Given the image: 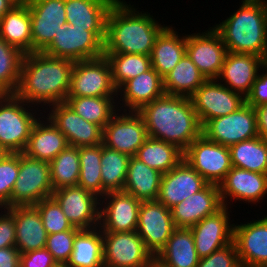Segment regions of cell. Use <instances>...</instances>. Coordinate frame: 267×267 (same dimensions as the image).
<instances>
[{"mask_svg": "<svg viewBox=\"0 0 267 267\" xmlns=\"http://www.w3.org/2000/svg\"><path fill=\"white\" fill-rule=\"evenodd\" d=\"M175 228L171 209L157 200L141 202L136 232L154 257L166 245Z\"/></svg>", "mask_w": 267, "mask_h": 267, "instance_id": "15", "label": "cell"}, {"mask_svg": "<svg viewBox=\"0 0 267 267\" xmlns=\"http://www.w3.org/2000/svg\"><path fill=\"white\" fill-rule=\"evenodd\" d=\"M209 183L184 159L161 178L157 201L171 209Z\"/></svg>", "mask_w": 267, "mask_h": 267, "instance_id": "21", "label": "cell"}, {"mask_svg": "<svg viewBox=\"0 0 267 267\" xmlns=\"http://www.w3.org/2000/svg\"><path fill=\"white\" fill-rule=\"evenodd\" d=\"M102 144L79 147L80 175L78 186L102 199Z\"/></svg>", "mask_w": 267, "mask_h": 267, "instance_id": "42", "label": "cell"}, {"mask_svg": "<svg viewBox=\"0 0 267 267\" xmlns=\"http://www.w3.org/2000/svg\"><path fill=\"white\" fill-rule=\"evenodd\" d=\"M46 119L41 121L39 118L36 121L23 153L50 163L69 144L66 136L58 130L49 118L46 117Z\"/></svg>", "mask_w": 267, "mask_h": 267, "instance_id": "29", "label": "cell"}, {"mask_svg": "<svg viewBox=\"0 0 267 267\" xmlns=\"http://www.w3.org/2000/svg\"><path fill=\"white\" fill-rule=\"evenodd\" d=\"M111 66L112 82L118 90L125 82L148 71L151 58L148 55L104 53Z\"/></svg>", "mask_w": 267, "mask_h": 267, "instance_id": "41", "label": "cell"}, {"mask_svg": "<svg viewBox=\"0 0 267 267\" xmlns=\"http://www.w3.org/2000/svg\"><path fill=\"white\" fill-rule=\"evenodd\" d=\"M228 18L213 29L227 52L253 54L267 61V0H242Z\"/></svg>", "mask_w": 267, "mask_h": 267, "instance_id": "4", "label": "cell"}, {"mask_svg": "<svg viewBox=\"0 0 267 267\" xmlns=\"http://www.w3.org/2000/svg\"><path fill=\"white\" fill-rule=\"evenodd\" d=\"M50 164L19 153V173L11 194V207L36 205L53 193Z\"/></svg>", "mask_w": 267, "mask_h": 267, "instance_id": "7", "label": "cell"}, {"mask_svg": "<svg viewBox=\"0 0 267 267\" xmlns=\"http://www.w3.org/2000/svg\"><path fill=\"white\" fill-rule=\"evenodd\" d=\"M162 175L132 156L129 160L123 191L140 201H155L159 195Z\"/></svg>", "mask_w": 267, "mask_h": 267, "instance_id": "33", "label": "cell"}, {"mask_svg": "<svg viewBox=\"0 0 267 267\" xmlns=\"http://www.w3.org/2000/svg\"><path fill=\"white\" fill-rule=\"evenodd\" d=\"M105 38L106 31H87L66 23L42 52L73 62L96 59L104 55Z\"/></svg>", "mask_w": 267, "mask_h": 267, "instance_id": "6", "label": "cell"}, {"mask_svg": "<svg viewBox=\"0 0 267 267\" xmlns=\"http://www.w3.org/2000/svg\"><path fill=\"white\" fill-rule=\"evenodd\" d=\"M19 173V153H6L0 160V209L11 207V194Z\"/></svg>", "mask_w": 267, "mask_h": 267, "instance_id": "45", "label": "cell"}, {"mask_svg": "<svg viewBox=\"0 0 267 267\" xmlns=\"http://www.w3.org/2000/svg\"><path fill=\"white\" fill-rule=\"evenodd\" d=\"M115 98L117 97H67L65 102L83 119L103 129L120 110L116 104L121 102L118 103Z\"/></svg>", "mask_w": 267, "mask_h": 267, "instance_id": "38", "label": "cell"}, {"mask_svg": "<svg viewBox=\"0 0 267 267\" xmlns=\"http://www.w3.org/2000/svg\"><path fill=\"white\" fill-rule=\"evenodd\" d=\"M229 206H223L215 214L205 217L190 227L195 249L200 258L209 256L233 242L234 223H230Z\"/></svg>", "mask_w": 267, "mask_h": 267, "instance_id": "20", "label": "cell"}, {"mask_svg": "<svg viewBox=\"0 0 267 267\" xmlns=\"http://www.w3.org/2000/svg\"><path fill=\"white\" fill-rule=\"evenodd\" d=\"M102 198L104 200H100L99 205V228L102 232L137 230L142 201L124 191L108 192Z\"/></svg>", "mask_w": 267, "mask_h": 267, "instance_id": "16", "label": "cell"}, {"mask_svg": "<svg viewBox=\"0 0 267 267\" xmlns=\"http://www.w3.org/2000/svg\"><path fill=\"white\" fill-rule=\"evenodd\" d=\"M6 154V152L0 147V160Z\"/></svg>", "mask_w": 267, "mask_h": 267, "instance_id": "55", "label": "cell"}, {"mask_svg": "<svg viewBox=\"0 0 267 267\" xmlns=\"http://www.w3.org/2000/svg\"><path fill=\"white\" fill-rule=\"evenodd\" d=\"M80 230H67L48 234L45 248L52 254L60 267H64L70 259L76 234Z\"/></svg>", "mask_w": 267, "mask_h": 267, "instance_id": "46", "label": "cell"}, {"mask_svg": "<svg viewBox=\"0 0 267 267\" xmlns=\"http://www.w3.org/2000/svg\"><path fill=\"white\" fill-rule=\"evenodd\" d=\"M151 267H158L155 263Z\"/></svg>", "mask_w": 267, "mask_h": 267, "instance_id": "56", "label": "cell"}, {"mask_svg": "<svg viewBox=\"0 0 267 267\" xmlns=\"http://www.w3.org/2000/svg\"><path fill=\"white\" fill-rule=\"evenodd\" d=\"M32 52H42L66 24L65 0H28Z\"/></svg>", "mask_w": 267, "mask_h": 267, "instance_id": "17", "label": "cell"}, {"mask_svg": "<svg viewBox=\"0 0 267 267\" xmlns=\"http://www.w3.org/2000/svg\"><path fill=\"white\" fill-rule=\"evenodd\" d=\"M202 134L226 147L259 136L254 107L245 103L235 112L209 120Z\"/></svg>", "mask_w": 267, "mask_h": 267, "instance_id": "11", "label": "cell"}, {"mask_svg": "<svg viewBox=\"0 0 267 267\" xmlns=\"http://www.w3.org/2000/svg\"><path fill=\"white\" fill-rule=\"evenodd\" d=\"M166 26L156 38L150 55L151 65L164 78L186 54V36ZM179 35V36H178Z\"/></svg>", "mask_w": 267, "mask_h": 267, "instance_id": "32", "label": "cell"}, {"mask_svg": "<svg viewBox=\"0 0 267 267\" xmlns=\"http://www.w3.org/2000/svg\"><path fill=\"white\" fill-rule=\"evenodd\" d=\"M0 37L24 54L32 53L31 16L27 3L16 4L3 15Z\"/></svg>", "mask_w": 267, "mask_h": 267, "instance_id": "31", "label": "cell"}, {"mask_svg": "<svg viewBox=\"0 0 267 267\" xmlns=\"http://www.w3.org/2000/svg\"><path fill=\"white\" fill-rule=\"evenodd\" d=\"M183 159L208 183L217 185L232 168L229 147L213 142L203 134L184 151Z\"/></svg>", "mask_w": 267, "mask_h": 267, "instance_id": "10", "label": "cell"}, {"mask_svg": "<svg viewBox=\"0 0 267 267\" xmlns=\"http://www.w3.org/2000/svg\"><path fill=\"white\" fill-rule=\"evenodd\" d=\"M52 197L73 227L80 230L99 227L100 198L95 194L77 185L53 191Z\"/></svg>", "mask_w": 267, "mask_h": 267, "instance_id": "14", "label": "cell"}, {"mask_svg": "<svg viewBox=\"0 0 267 267\" xmlns=\"http://www.w3.org/2000/svg\"><path fill=\"white\" fill-rule=\"evenodd\" d=\"M197 267H242L235 242L216 250L209 256L200 258Z\"/></svg>", "mask_w": 267, "mask_h": 267, "instance_id": "47", "label": "cell"}, {"mask_svg": "<svg viewBox=\"0 0 267 267\" xmlns=\"http://www.w3.org/2000/svg\"><path fill=\"white\" fill-rule=\"evenodd\" d=\"M15 4L27 3L28 0H12Z\"/></svg>", "mask_w": 267, "mask_h": 267, "instance_id": "54", "label": "cell"}, {"mask_svg": "<svg viewBox=\"0 0 267 267\" xmlns=\"http://www.w3.org/2000/svg\"><path fill=\"white\" fill-rule=\"evenodd\" d=\"M223 207L219 186L209 183L204 189L171 208L175 227L190 228Z\"/></svg>", "mask_w": 267, "mask_h": 267, "instance_id": "25", "label": "cell"}, {"mask_svg": "<svg viewBox=\"0 0 267 267\" xmlns=\"http://www.w3.org/2000/svg\"><path fill=\"white\" fill-rule=\"evenodd\" d=\"M20 252L15 246L0 249V267H19Z\"/></svg>", "mask_w": 267, "mask_h": 267, "instance_id": "51", "label": "cell"}, {"mask_svg": "<svg viewBox=\"0 0 267 267\" xmlns=\"http://www.w3.org/2000/svg\"><path fill=\"white\" fill-rule=\"evenodd\" d=\"M48 118L61 131L71 146L102 144L103 129L78 115L66 102L51 105Z\"/></svg>", "mask_w": 267, "mask_h": 267, "instance_id": "19", "label": "cell"}, {"mask_svg": "<svg viewBox=\"0 0 267 267\" xmlns=\"http://www.w3.org/2000/svg\"><path fill=\"white\" fill-rule=\"evenodd\" d=\"M15 220V247L20 254L45 248L47 232L34 205L6 208Z\"/></svg>", "mask_w": 267, "mask_h": 267, "instance_id": "26", "label": "cell"}, {"mask_svg": "<svg viewBox=\"0 0 267 267\" xmlns=\"http://www.w3.org/2000/svg\"><path fill=\"white\" fill-rule=\"evenodd\" d=\"M103 265L108 267H151L153 254L136 231L102 232Z\"/></svg>", "mask_w": 267, "mask_h": 267, "instance_id": "9", "label": "cell"}, {"mask_svg": "<svg viewBox=\"0 0 267 267\" xmlns=\"http://www.w3.org/2000/svg\"><path fill=\"white\" fill-rule=\"evenodd\" d=\"M165 27L150 13L139 12L130 3L116 0L106 19L104 53L150 56L156 38Z\"/></svg>", "mask_w": 267, "mask_h": 267, "instance_id": "3", "label": "cell"}, {"mask_svg": "<svg viewBox=\"0 0 267 267\" xmlns=\"http://www.w3.org/2000/svg\"><path fill=\"white\" fill-rule=\"evenodd\" d=\"M231 164L252 172L267 174V141L259 136L229 147Z\"/></svg>", "mask_w": 267, "mask_h": 267, "instance_id": "37", "label": "cell"}, {"mask_svg": "<svg viewBox=\"0 0 267 267\" xmlns=\"http://www.w3.org/2000/svg\"><path fill=\"white\" fill-rule=\"evenodd\" d=\"M192 34L186 35V54L206 80L217 79L227 53L225 44L213 27Z\"/></svg>", "mask_w": 267, "mask_h": 267, "instance_id": "18", "label": "cell"}, {"mask_svg": "<svg viewBox=\"0 0 267 267\" xmlns=\"http://www.w3.org/2000/svg\"><path fill=\"white\" fill-rule=\"evenodd\" d=\"M74 62L32 52L24 55L15 95L30 105H51L65 102L70 89ZM32 103V104H31Z\"/></svg>", "mask_w": 267, "mask_h": 267, "instance_id": "1", "label": "cell"}, {"mask_svg": "<svg viewBox=\"0 0 267 267\" xmlns=\"http://www.w3.org/2000/svg\"><path fill=\"white\" fill-rule=\"evenodd\" d=\"M200 257L190 228L176 227L166 245L154 257L158 267H197Z\"/></svg>", "mask_w": 267, "mask_h": 267, "instance_id": "28", "label": "cell"}, {"mask_svg": "<svg viewBox=\"0 0 267 267\" xmlns=\"http://www.w3.org/2000/svg\"><path fill=\"white\" fill-rule=\"evenodd\" d=\"M118 94H121L119 100L122 101L124 106L120 108L122 110L124 109V112L128 108V111L138 112L144 105L149 104L165 94L163 78L151 67L148 71L125 82L117 90Z\"/></svg>", "mask_w": 267, "mask_h": 267, "instance_id": "27", "label": "cell"}, {"mask_svg": "<svg viewBox=\"0 0 267 267\" xmlns=\"http://www.w3.org/2000/svg\"><path fill=\"white\" fill-rule=\"evenodd\" d=\"M205 81L206 78L185 54L163 78V88L165 94L190 98Z\"/></svg>", "mask_w": 267, "mask_h": 267, "instance_id": "35", "label": "cell"}, {"mask_svg": "<svg viewBox=\"0 0 267 267\" xmlns=\"http://www.w3.org/2000/svg\"><path fill=\"white\" fill-rule=\"evenodd\" d=\"M30 106L15 94H0V147L6 153L24 152L39 119L36 109L33 111Z\"/></svg>", "mask_w": 267, "mask_h": 267, "instance_id": "5", "label": "cell"}, {"mask_svg": "<svg viewBox=\"0 0 267 267\" xmlns=\"http://www.w3.org/2000/svg\"><path fill=\"white\" fill-rule=\"evenodd\" d=\"M15 5L12 0H0V19Z\"/></svg>", "mask_w": 267, "mask_h": 267, "instance_id": "53", "label": "cell"}, {"mask_svg": "<svg viewBox=\"0 0 267 267\" xmlns=\"http://www.w3.org/2000/svg\"><path fill=\"white\" fill-rule=\"evenodd\" d=\"M130 156L102 144V197L108 192L123 191Z\"/></svg>", "mask_w": 267, "mask_h": 267, "instance_id": "39", "label": "cell"}, {"mask_svg": "<svg viewBox=\"0 0 267 267\" xmlns=\"http://www.w3.org/2000/svg\"><path fill=\"white\" fill-rule=\"evenodd\" d=\"M246 223L234 224L233 241L240 264L242 267H267V216Z\"/></svg>", "mask_w": 267, "mask_h": 267, "instance_id": "22", "label": "cell"}, {"mask_svg": "<svg viewBox=\"0 0 267 267\" xmlns=\"http://www.w3.org/2000/svg\"><path fill=\"white\" fill-rule=\"evenodd\" d=\"M135 157L164 174L183 160L184 152L173 144L148 137L139 147Z\"/></svg>", "mask_w": 267, "mask_h": 267, "instance_id": "36", "label": "cell"}, {"mask_svg": "<svg viewBox=\"0 0 267 267\" xmlns=\"http://www.w3.org/2000/svg\"><path fill=\"white\" fill-rule=\"evenodd\" d=\"M265 63L264 58L253 54L227 52L217 80L246 97Z\"/></svg>", "mask_w": 267, "mask_h": 267, "instance_id": "24", "label": "cell"}, {"mask_svg": "<svg viewBox=\"0 0 267 267\" xmlns=\"http://www.w3.org/2000/svg\"><path fill=\"white\" fill-rule=\"evenodd\" d=\"M118 97L112 82L111 66L103 55L74 62L67 97Z\"/></svg>", "mask_w": 267, "mask_h": 267, "instance_id": "8", "label": "cell"}, {"mask_svg": "<svg viewBox=\"0 0 267 267\" xmlns=\"http://www.w3.org/2000/svg\"><path fill=\"white\" fill-rule=\"evenodd\" d=\"M0 212V249L15 246V220L14 216L6 209Z\"/></svg>", "mask_w": 267, "mask_h": 267, "instance_id": "50", "label": "cell"}, {"mask_svg": "<svg viewBox=\"0 0 267 267\" xmlns=\"http://www.w3.org/2000/svg\"><path fill=\"white\" fill-rule=\"evenodd\" d=\"M202 127L214 118L235 112L246 98L227 88L217 79L206 80L190 97Z\"/></svg>", "mask_w": 267, "mask_h": 267, "instance_id": "12", "label": "cell"}, {"mask_svg": "<svg viewBox=\"0 0 267 267\" xmlns=\"http://www.w3.org/2000/svg\"><path fill=\"white\" fill-rule=\"evenodd\" d=\"M138 113L148 136L173 144L183 152L202 135V125L188 97L164 94Z\"/></svg>", "mask_w": 267, "mask_h": 267, "instance_id": "2", "label": "cell"}, {"mask_svg": "<svg viewBox=\"0 0 267 267\" xmlns=\"http://www.w3.org/2000/svg\"><path fill=\"white\" fill-rule=\"evenodd\" d=\"M257 131L260 138L267 141V103L254 108Z\"/></svg>", "mask_w": 267, "mask_h": 267, "instance_id": "52", "label": "cell"}, {"mask_svg": "<svg viewBox=\"0 0 267 267\" xmlns=\"http://www.w3.org/2000/svg\"><path fill=\"white\" fill-rule=\"evenodd\" d=\"M119 114L115 113L103 128L102 144L130 157L135 156L149 137L144 120L135 111Z\"/></svg>", "mask_w": 267, "mask_h": 267, "instance_id": "13", "label": "cell"}, {"mask_svg": "<svg viewBox=\"0 0 267 267\" xmlns=\"http://www.w3.org/2000/svg\"><path fill=\"white\" fill-rule=\"evenodd\" d=\"M260 69L266 73H258L250 93L245 97L246 103L254 108L267 103V61Z\"/></svg>", "mask_w": 267, "mask_h": 267, "instance_id": "49", "label": "cell"}, {"mask_svg": "<svg viewBox=\"0 0 267 267\" xmlns=\"http://www.w3.org/2000/svg\"><path fill=\"white\" fill-rule=\"evenodd\" d=\"M49 164L54 191L78 185L80 175L79 147L68 145Z\"/></svg>", "mask_w": 267, "mask_h": 267, "instance_id": "40", "label": "cell"}, {"mask_svg": "<svg viewBox=\"0 0 267 267\" xmlns=\"http://www.w3.org/2000/svg\"><path fill=\"white\" fill-rule=\"evenodd\" d=\"M218 186L223 206L227 207L228 197L256 204L267 195V174L232 166Z\"/></svg>", "mask_w": 267, "mask_h": 267, "instance_id": "23", "label": "cell"}, {"mask_svg": "<svg viewBox=\"0 0 267 267\" xmlns=\"http://www.w3.org/2000/svg\"><path fill=\"white\" fill-rule=\"evenodd\" d=\"M103 236L99 227L80 230L74 240L73 251L64 267H102Z\"/></svg>", "mask_w": 267, "mask_h": 267, "instance_id": "34", "label": "cell"}, {"mask_svg": "<svg viewBox=\"0 0 267 267\" xmlns=\"http://www.w3.org/2000/svg\"><path fill=\"white\" fill-rule=\"evenodd\" d=\"M21 267H60L46 249H38L20 254Z\"/></svg>", "mask_w": 267, "mask_h": 267, "instance_id": "48", "label": "cell"}, {"mask_svg": "<svg viewBox=\"0 0 267 267\" xmlns=\"http://www.w3.org/2000/svg\"><path fill=\"white\" fill-rule=\"evenodd\" d=\"M42 218L47 234H54L67 230H80L73 227L66 218L58 202L51 196L34 205Z\"/></svg>", "mask_w": 267, "mask_h": 267, "instance_id": "44", "label": "cell"}, {"mask_svg": "<svg viewBox=\"0 0 267 267\" xmlns=\"http://www.w3.org/2000/svg\"><path fill=\"white\" fill-rule=\"evenodd\" d=\"M24 55L0 37V94L15 93Z\"/></svg>", "mask_w": 267, "mask_h": 267, "instance_id": "43", "label": "cell"}, {"mask_svg": "<svg viewBox=\"0 0 267 267\" xmlns=\"http://www.w3.org/2000/svg\"><path fill=\"white\" fill-rule=\"evenodd\" d=\"M116 0H65L67 24L87 31H106L109 9Z\"/></svg>", "mask_w": 267, "mask_h": 267, "instance_id": "30", "label": "cell"}]
</instances>
